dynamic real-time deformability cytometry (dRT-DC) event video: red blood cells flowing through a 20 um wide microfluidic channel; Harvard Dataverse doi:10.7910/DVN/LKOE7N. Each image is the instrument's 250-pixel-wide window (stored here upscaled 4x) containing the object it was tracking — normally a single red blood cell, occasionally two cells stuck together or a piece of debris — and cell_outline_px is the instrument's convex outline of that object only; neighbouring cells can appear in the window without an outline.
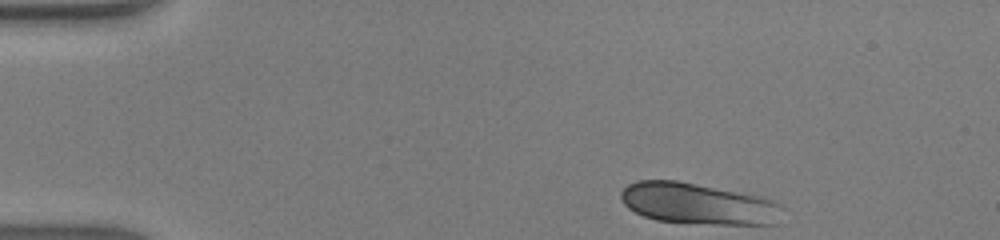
{"species": "human", "species_latin": "Homo sapiens", "temperature_condition": "warm", "stored_images_in_passage": 41, "camera_frame_rate_fps": 3000, "um_per_image_px": 0.085, "donor": {"sex": "male"}, "frame": {"image": 1, "passage_image": 1, "time_ms": 0.0, "image_size_px": [1000, 240], "cell_outline_px": [[784, 208], [776, 224], [716, 224], [656, 220], [644, 216], [628, 208], [620, 200], [620, 192], [628, 184], [636, 180], [676, 180], [764, 196], [780, 204]], "centroid_in_image_um": [59.35, 17.3], "position_along_channel_um": 25.7, "area_um2": 39.02}}
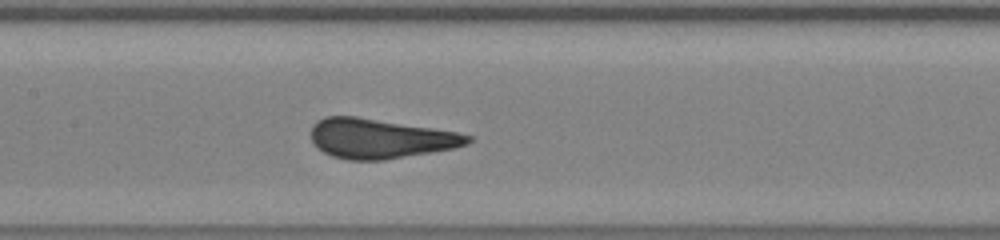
{"frame": {"image": 2, "passage_image": 17, "time_ms": 5.333, "image_size_px": [1000, 240], "cell_outline_px": [[472, 140], [468, 144], [452, 148], [384, 160], [348, 160], [332, 156], [324, 152], [312, 140], [312, 124], [316, 120], [324, 116], [356, 116], [432, 128], [456, 132], [472, 136]], "centroid_in_image_um": [32.28, 11.77], "position_along_channel_um": 175.1, "area_um2": 35.89}}
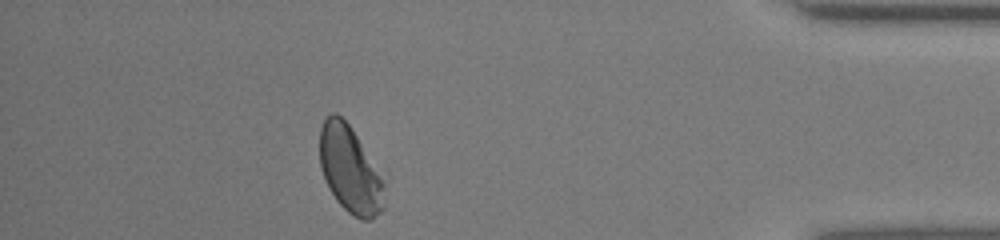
{"frame": {"image": 3, "passage_image": 36, "time_ms": 11.667, "image_size_px": [1000, 240], "cell_outline_px": [[388, 176], [384, 208], [372, 220], [360, 220], [352, 216], [336, 200], [328, 188], [320, 168], [320, 128], [324, 120], [332, 112], [336, 112], [348, 124]], "centroid_in_image_um": [29.85, 14.45], "position_along_channel_um": 405.4, "area_um2": 34.22}, "authors_computed_cell_mechanics": {"area_um2": 36.0094, "velocity_mm_per_s": 4.3285, "shape_relaxation_time_tau1_ms": 5.9696, "shape_relaxation_time_tau2_ms": null, "deformation_change_tau1": 0.1889, "deformation_change_tau2": null}}